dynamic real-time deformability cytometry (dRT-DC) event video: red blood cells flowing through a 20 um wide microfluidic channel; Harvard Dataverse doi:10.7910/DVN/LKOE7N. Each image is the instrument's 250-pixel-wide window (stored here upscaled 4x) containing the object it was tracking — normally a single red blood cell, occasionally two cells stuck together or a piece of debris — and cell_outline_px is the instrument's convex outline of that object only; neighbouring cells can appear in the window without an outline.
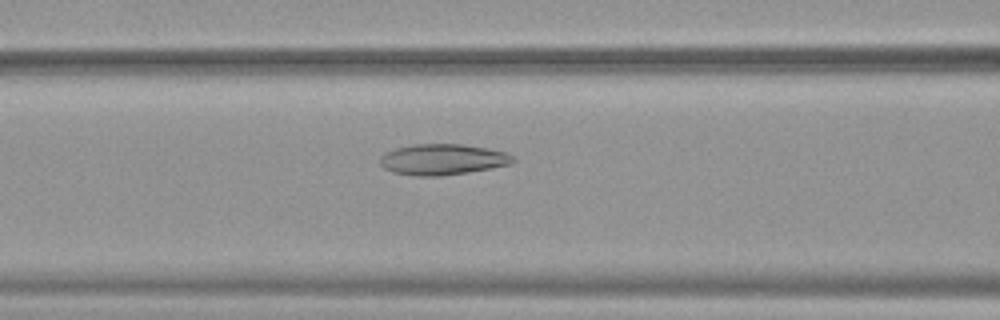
{"species": "common noctule bat (a hibernating species)", "species_latin": "Nyctalus noctula", "temperature_condition": "warm", "stored_images_in_passage": 39, "camera_frame_rate_fps": 3000, "um_per_image_px": 0.085, "animal": {"sex": "female", "body_mass_g": 19.9}, "frame": {"image": 1, "passage_image": 9, "time_ms": 2.667, "image_size_px": [1000, 320], "cell_outline_px": [[516, 160], [512, 164], [492, 168], [468, 172], [440, 176], [412, 176], [392, 172], [384, 168], [380, 164], [380, 156], [384, 152], [396, 148], [412, 144], [460, 144], [488, 148], [508, 152]], "centroid_in_image_um": [37.62, 13.55], "position_along_channel_um": 129.0, "area_um2": 24.22}}
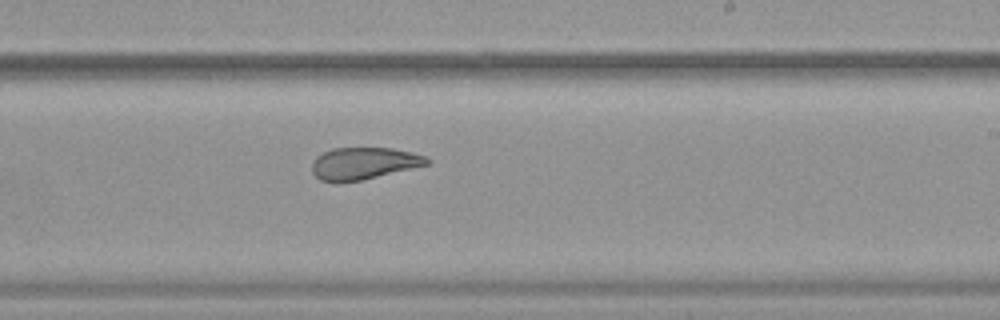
{"frame": {"image": 2, "passage_image": 19, "time_ms": 6.0, "image_size_px": [1000, 320], "cell_outline_px": [[432, 160], [428, 164], [360, 180], [336, 184], [320, 180], [312, 172], [312, 160], [316, 156], [332, 148], [392, 148], [412, 152], [424, 156]], "centroid_in_image_um": [30.86, 13.89], "position_along_channel_um": 258.1, "area_um2": 21.5}}
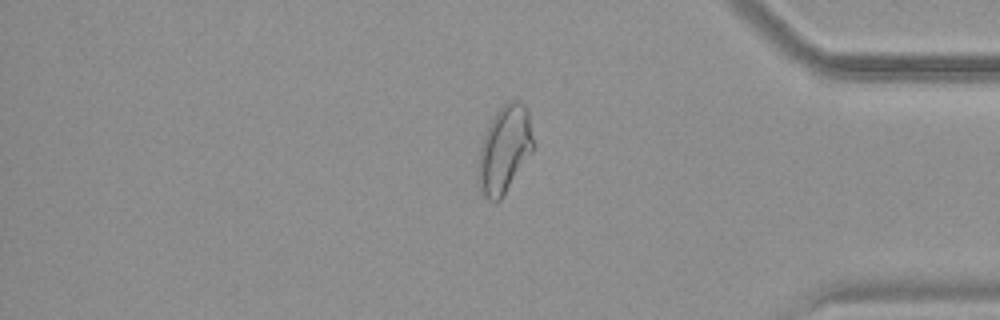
{"frame": {"image": 3, "passage_image": 31, "time_ms": 10.0, "image_size_px": [1000, 320], "cell_outline_px": [[536, 148], [500, 200], [488, 200], [480, 192], [476, 172], [480, 148], [488, 124], [492, 116], [508, 100], [520, 100], [524, 104], [528, 112], [536, 144]], "centroid_in_image_um": [42.9, 12.69], "position_along_channel_um": 392.3, "area_um2": 28.61}, "authors_computed_cell_mechanics": {"area_um2": 24.6228, "velocity_mm_per_s": 3.8918, "shape_relaxation_time_tau1_ms": null, "shape_relaxation_time_tau2_ms": 2.1079, "deformation_change_tau1": null, "deformation_change_tau2": 0.0904}}